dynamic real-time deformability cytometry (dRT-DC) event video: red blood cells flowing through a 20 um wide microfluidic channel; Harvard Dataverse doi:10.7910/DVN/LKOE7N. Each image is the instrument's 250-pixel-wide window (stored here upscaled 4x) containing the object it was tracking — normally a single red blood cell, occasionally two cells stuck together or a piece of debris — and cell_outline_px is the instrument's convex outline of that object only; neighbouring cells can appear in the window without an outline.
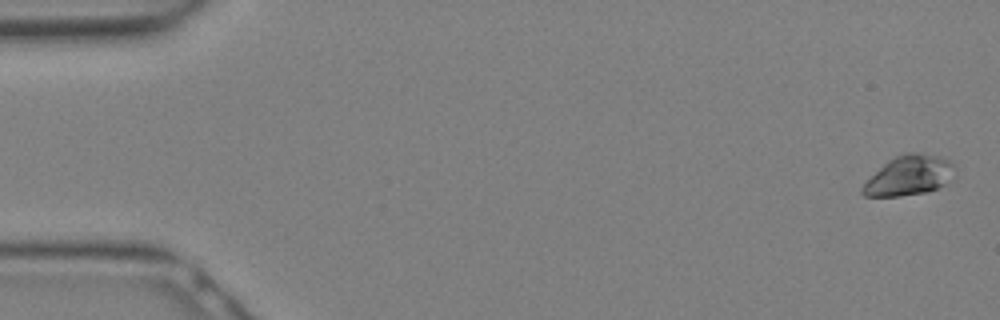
{"species": "Egyptian fruit bat (a non-hibernating species)", "species_latin": "Rousettus aegyptiacus", "temperature_condition": "warm", "stored_images_in_passage": 13, "camera_frame_rate_fps": 3000, "um_per_image_px": 0.085, "animal": {"sex": "female"}, "frame": {"image": 1, "passage_image": 1, "time_ms": 0.0, "image_size_px": [1000, 320], "cell_outline_px": [[956, 176], [944, 184], [936, 188], [924, 192], [900, 196], [864, 196], [860, 192], [860, 188], [888, 160], [904, 152], [920, 152], [940, 156], [948, 160], [956, 168]], "centroid_in_image_um": [77.3, 14.9], "position_along_channel_um": 7.7, "area_um2": 21.39}}
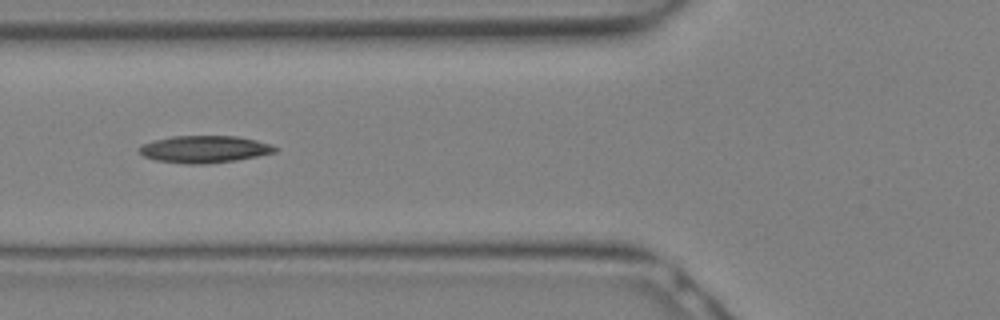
{"frame": {"image": 2, "passage_image": 10, "time_ms": 3.0, "image_size_px": [1000, 320], "cell_outline_px": [[280, 148], [276, 152], [236, 160], [208, 164], [184, 164], [156, 160], [144, 156], [136, 148], [152, 140], [172, 136], [236, 136], [256, 140]], "centroid_in_image_um": [17.35, 12.68], "position_along_channel_um": 108.4, "area_um2": 21.5}}
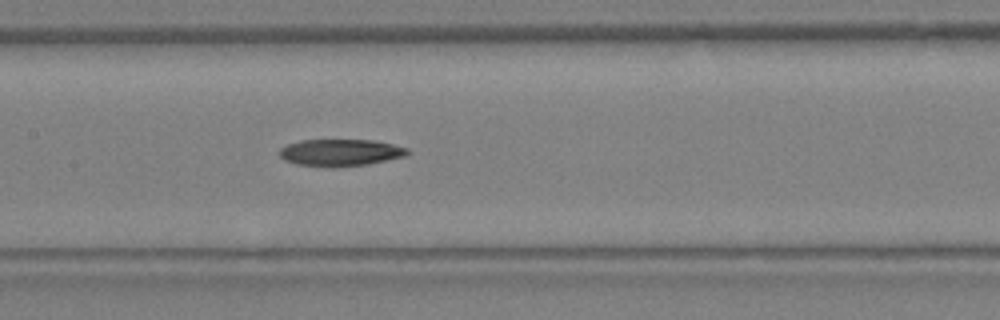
{"frame": {"image": 3, "passage_image": 13, "time_ms": 4.0, "image_size_px": [1000, 320], "cell_outline_px": [[412, 152], [408, 156], [364, 164], [332, 168], [296, 164], [284, 160], [280, 156], [280, 148], [288, 144], [300, 140], [372, 140], [392, 144], [408, 148]], "centroid_in_image_um": [28.95, 12.97], "position_along_channel_um": 178.5, "area_um2": 20.17}}